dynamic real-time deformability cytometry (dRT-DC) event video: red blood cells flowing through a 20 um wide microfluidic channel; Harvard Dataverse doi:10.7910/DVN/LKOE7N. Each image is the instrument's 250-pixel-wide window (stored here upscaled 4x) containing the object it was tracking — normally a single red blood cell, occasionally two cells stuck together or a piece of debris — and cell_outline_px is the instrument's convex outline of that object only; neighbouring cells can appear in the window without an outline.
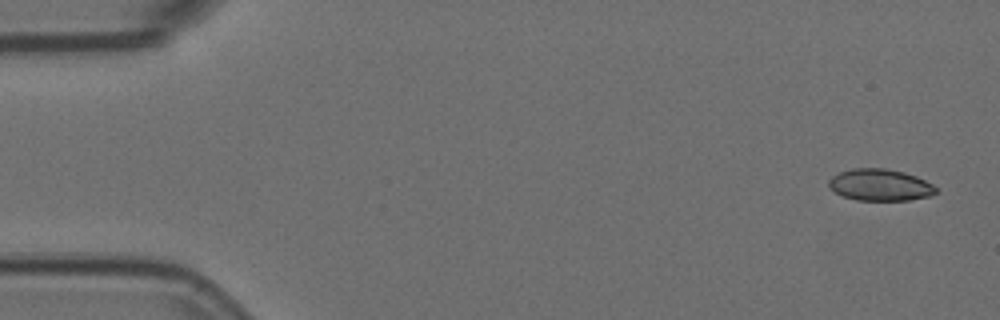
{"species": "Egyptian fruit bat (a non-hibernating species)", "species_latin": "Rousettus aegyptiacus", "temperature_condition": "room temperature", "stored_images_in_passage": 5, "camera_frame_rate_fps": 3000, "um_per_image_px": 0.085, "animal": {"sex": "female"}, "frame": {"image": 1, "passage_image": 1, "time_ms": 0.0, "image_size_px": [1000, 320], "cell_outline_px": [[936, 192], [932, 196], [908, 200], [856, 200], [844, 196], [828, 188], [828, 180], [832, 176], [840, 172], [852, 168], [884, 168], [904, 172], [916, 176], [932, 184], [936, 188]], "centroid_in_image_um": [74.79, 15.72], "position_along_channel_um": 10.2, "area_um2": 19.83}}
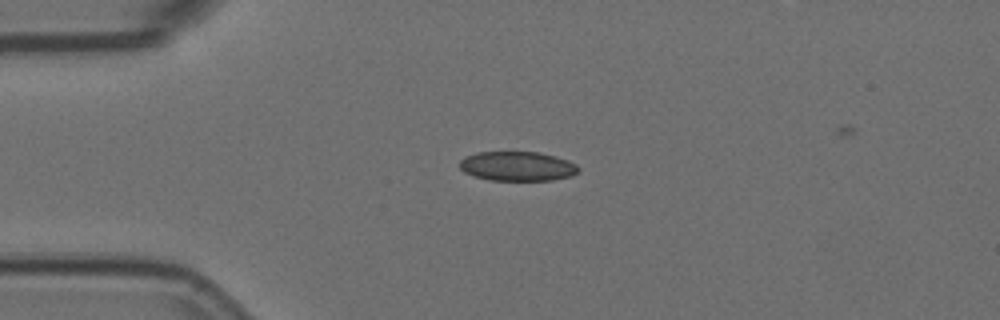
{"frame": {"image": 2, "passage_image": 4, "time_ms": 1.0, "image_size_px": [1000, 320], "cell_outline_px": [[580, 172], [572, 176], [552, 180], [488, 180], [472, 176], [464, 172], [460, 168], [460, 160], [464, 156], [476, 152], [540, 152], [556, 156], [568, 160], [576, 164], [580, 168]], "centroid_in_image_um": [43.99, 14.13], "position_along_channel_um": 41.0, "area_um2": 20.69}}